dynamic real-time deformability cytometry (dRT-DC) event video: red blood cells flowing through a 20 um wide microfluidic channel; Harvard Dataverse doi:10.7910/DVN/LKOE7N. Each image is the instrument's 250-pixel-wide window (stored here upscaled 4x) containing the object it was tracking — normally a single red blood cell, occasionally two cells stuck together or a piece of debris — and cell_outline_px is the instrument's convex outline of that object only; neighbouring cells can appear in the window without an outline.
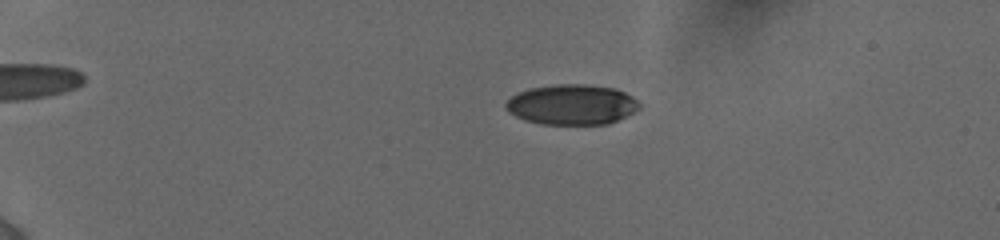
{"species": "human", "species_latin": "Homo sapiens", "temperature_condition": "cold", "stored_images_in_passage": 16, "camera_frame_rate_fps": 3000, "um_per_image_px": 0.085, "donor": {"sex": "female"}, "frame": {"image": 1, "passage_image": 4, "time_ms": 1.0, "image_size_px": [1000, 240], "cell_outline_px": [[640, 108], [608, 124], [540, 124], [524, 120], [508, 112], [504, 108], [504, 104], [512, 96], [528, 88], [556, 84], [584, 84], [616, 88], [632, 96], [640, 104]], "centroid_in_image_um": [48.57, 8.88], "position_along_channel_um": 36.4, "area_um2": 31.33}}
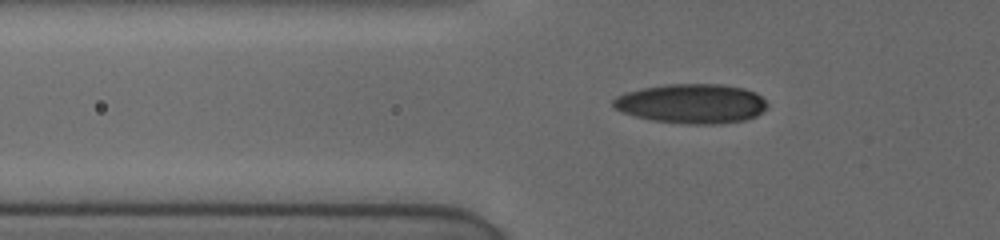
{"frame": {"image": 2, "passage_image": 11, "time_ms": 3.667, "image_size_px": [1000, 240], "cell_outline_px": [[768, 108], [756, 116], [744, 120], [720, 124], [688, 124], [652, 120], [636, 116], [624, 112], [616, 108], [612, 104], [612, 100], [616, 96], [624, 92], [644, 88], [668, 84], [720, 84], [744, 88], [756, 92], [768, 104]], "centroid_in_image_um": [58.82, 8.8], "position_along_channel_um": 67.0, "area_um2": 35.49}}
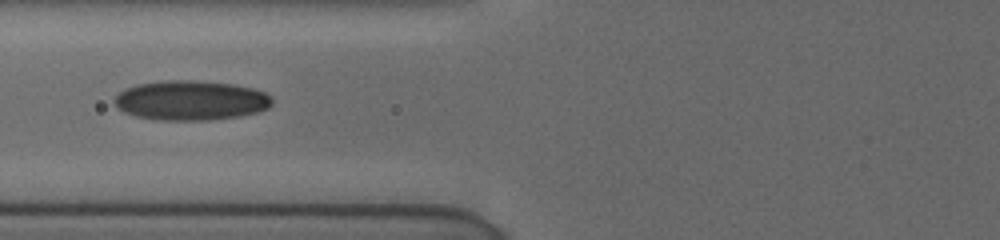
{"frame": {"image": 3, "passage_image": 14, "time_ms": 5.0, "image_size_px": [1000, 240], "cell_outline_px": [[272, 104], [268, 108], [260, 112], [240, 116], [208, 120], [160, 120], [136, 116], [124, 112], [116, 108], [112, 100], [124, 88], [136, 84], [164, 80], [196, 80], [232, 84], [252, 88], [264, 92], [272, 96]], "centroid_in_image_um": [16.2, 8.53], "position_along_channel_um": 109.6, "area_um2": 36.82}}